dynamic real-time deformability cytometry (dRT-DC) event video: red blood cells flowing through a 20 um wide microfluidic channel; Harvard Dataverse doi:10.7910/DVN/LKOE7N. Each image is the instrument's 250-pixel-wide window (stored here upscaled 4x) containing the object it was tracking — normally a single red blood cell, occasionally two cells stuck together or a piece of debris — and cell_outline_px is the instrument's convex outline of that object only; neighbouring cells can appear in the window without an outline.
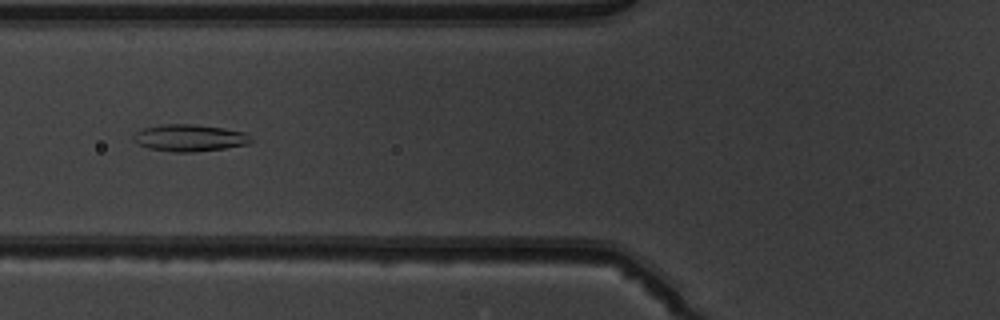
{"species": "common noctule bat (a hibernating species)", "species_latin": "Nyctalus noctula", "temperature_condition": "warm", "stored_images_in_passage": 49, "camera_frame_rate_fps": 3000, "um_per_image_px": 0.085, "animal": {"sex": "male", "body_mass_g": 19.5, "forearm_length_mm": 54.6}, "frame": {"image": 1, "passage_image": 18, "time_ms": 5.667, "image_size_px": [1000, 320], "cell_outline_px": [[256, 140], [248, 144], [224, 148], [192, 152], [172, 152], [148, 148], [132, 140], [132, 136], [136, 132], [144, 128], [160, 124], [196, 124], [224, 128], [244, 132]], "centroid_in_image_um": [16.12, 11.71], "position_along_channel_um": 109.7, "area_um2": 18.55}}
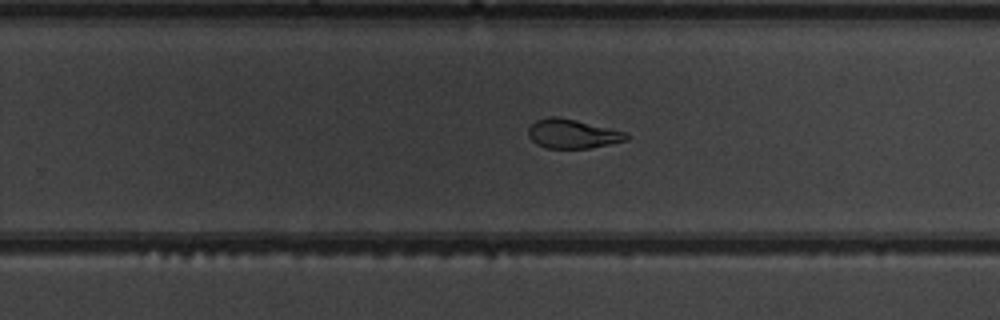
{"frame": {"image": 2, "passage_image": 31, "time_ms": 10.0, "image_size_px": [1000, 320], "cell_outline_px": [[628, 140], [588, 148], [548, 148], [536, 144], [528, 136], [528, 128], [536, 120], [548, 116], [560, 116], [628, 132]], "centroid_in_image_um": [48.66, 11.35], "position_along_channel_um": 281.1, "area_um2": 16.76}}
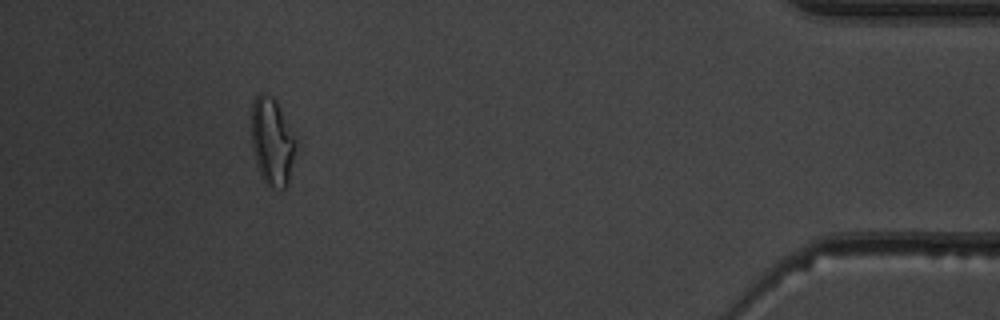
{"frame": {"image": 3, "passage_image": 45, "time_ms": 14.667, "image_size_px": [1000, 320], "cell_outline_px": [[296, 140], [288, 184], [284, 188], [272, 188], [264, 180], [260, 172], [252, 148], [252, 104], [256, 96], [260, 92], [272, 96], [276, 100]], "centroid_in_image_um": [23.12, 12.01], "position_along_channel_um": 412.1, "area_um2": 22.08}, "authors_computed_cell_mechanics": {"area_um2": 18.7272, "velocity_mm_per_s": 3.9684, "shape_relaxation_time_tau1_ms": null, "shape_relaxation_time_tau2_ms": 2.567, "deformation_change_tau1": null, "deformation_change_tau2": 0.0919}}